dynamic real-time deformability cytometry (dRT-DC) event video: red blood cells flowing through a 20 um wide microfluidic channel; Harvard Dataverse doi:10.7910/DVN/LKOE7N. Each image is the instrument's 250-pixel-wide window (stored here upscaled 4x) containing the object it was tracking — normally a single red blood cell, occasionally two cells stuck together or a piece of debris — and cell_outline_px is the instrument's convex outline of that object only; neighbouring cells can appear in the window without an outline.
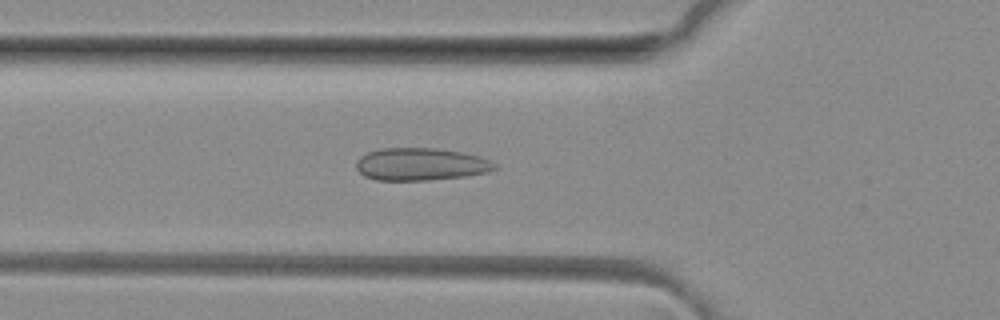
{"species": "common noctule bat (a hibernating species)", "species_latin": "Nyctalus noctula", "temperature_condition": "room temperature", "stored_images_in_passage": 42, "camera_frame_rate_fps": 3000, "um_per_image_px": 0.085, "animal": {"sex": "female", "body_mass_g": 29.2, "forearm_length_mm": 56.3}, "frame": {"image": 1, "passage_image": 15, "time_ms": 4.667, "image_size_px": [1000, 320], "cell_outline_px": [[496, 168], [488, 172], [464, 176], [428, 180], [376, 180], [364, 176], [356, 168], [356, 160], [360, 156], [368, 152], [380, 148], [436, 148], [460, 152], [480, 156], [496, 164]], "centroid_in_image_um": [35.73, 13.96], "position_along_channel_um": 90.1, "area_um2": 26.18}}
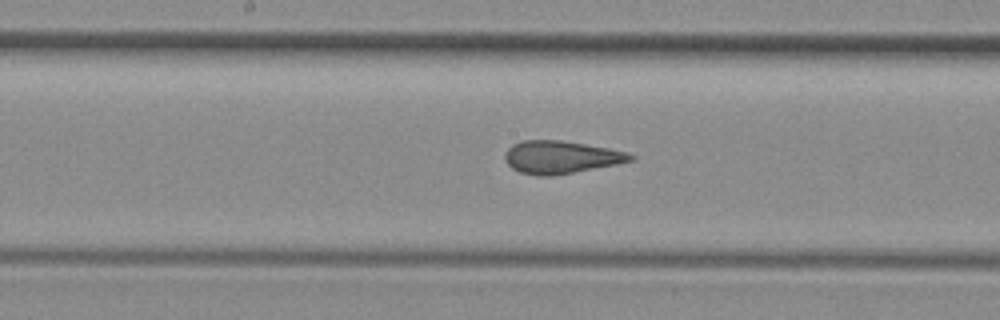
{"frame": {"image": 2, "passage_image": 23, "time_ms": 7.333, "image_size_px": [1000, 320], "cell_outline_px": [[636, 156], [632, 160], [616, 164], [552, 176], [536, 176], [520, 172], [512, 168], [504, 160], [504, 152], [512, 144], [520, 140], [560, 140], [608, 148], [624, 152]], "centroid_in_image_um": [47.6, 13.36], "position_along_channel_um": 200.6, "area_um2": 23.81}}
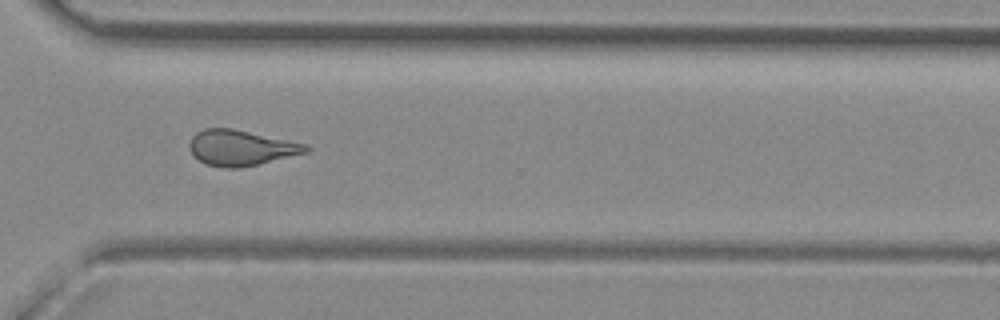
{"frame": {"image": 3, "passage_image": 34, "time_ms": 11.0, "image_size_px": [1000, 320], "cell_outline_px": [[312, 148], [308, 152], [240, 168], [224, 168], [204, 164], [192, 156], [188, 148], [188, 144], [192, 136], [196, 132], [204, 128], [232, 128], [308, 144]], "centroid_in_image_um": [20.44, 12.56], "position_along_channel_um": 350.2, "area_um2": 24.39}, "authors_computed_cell_mechanics": {"area_um2": 24.5361, "velocity_mm_per_s": 4.0981, "shape_relaxation_time_tau1_ms": null, "shape_relaxation_time_tau2_ms": 1.1767, "deformation_change_tau1": null, "deformation_change_tau2": 0.0891}}